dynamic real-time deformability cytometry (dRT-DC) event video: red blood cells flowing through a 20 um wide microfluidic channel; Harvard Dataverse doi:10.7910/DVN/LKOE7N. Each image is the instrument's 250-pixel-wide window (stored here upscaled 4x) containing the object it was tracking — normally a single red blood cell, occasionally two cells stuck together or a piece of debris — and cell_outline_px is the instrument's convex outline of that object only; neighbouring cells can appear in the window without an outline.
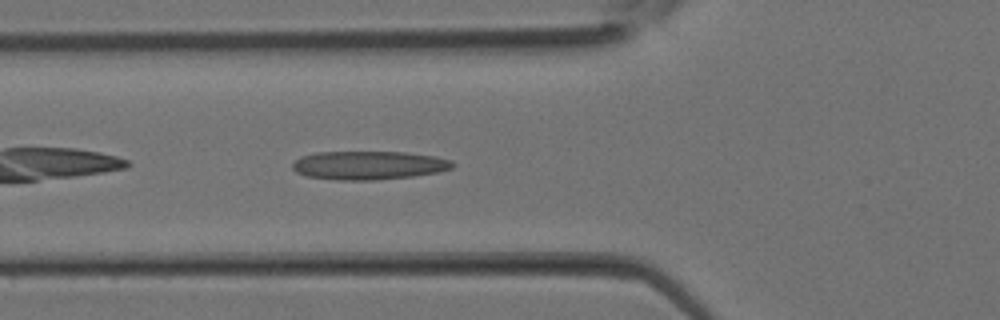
{"species": "Egyptian fruit bat (a non-hibernating species)", "species_latin": "Rousettus aegyptiacus", "temperature_condition": "room temperature", "stored_images_in_passage": 31, "camera_frame_rate_fps": 3000, "um_per_image_px": 0.085, "animal": {"sex": "female"}, "frame": {"image": 1, "passage_image": 10, "time_ms": 3.0, "image_size_px": [1000, 320], "cell_outline_px": [[456, 164], [452, 168], [440, 172], [412, 176], [376, 180], [336, 180], [308, 176], [296, 172], [292, 168], [292, 164], [300, 156], [316, 152], [404, 152], [436, 156], [452, 160]], "centroid_in_image_um": [31.37, 14.05], "position_along_channel_um": 94.4, "area_um2": 26.82}}
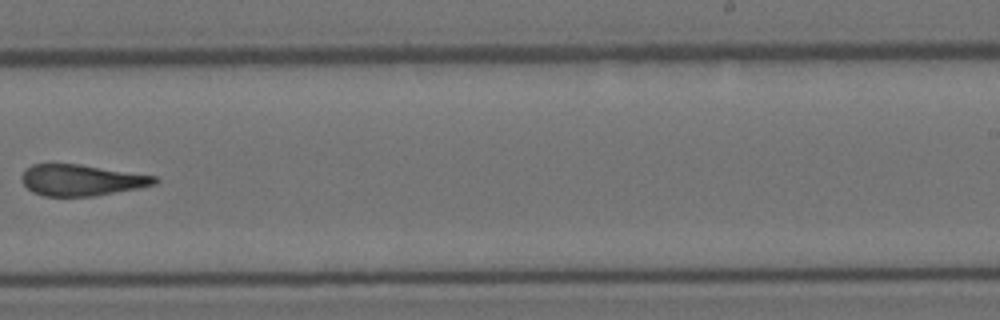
{"frame": {"image": 2, "passage_image": 19, "time_ms": 6.0, "image_size_px": [1000, 320], "cell_outline_px": [[160, 180], [156, 184], [96, 196], [44, 196], [32, 192], [20, 180], [20, 176], [32, 164], [80, 164], [156, 176]], "centroid_in_image_um": [6.91, 15.31], "position_along_channel_um": 282.1, "area_um2": 24.1}}
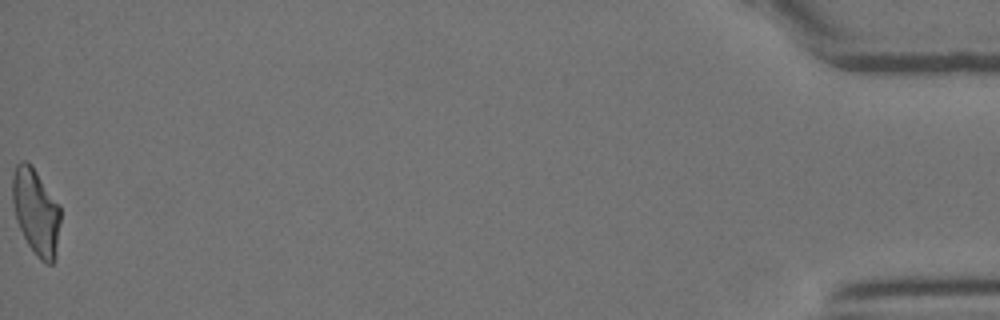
{"frame": {"image": 3, "passage_image": 31, "time_ms": 10.0, "image_size_px": [1000, 320], "cell_outline_px": [[60, 220], [56, 256], [52, 264], [48, 264], [40, 260], [28, 244], [16, 220], [12, 200], [12, 176], [16, 164], [20, 160], [28, 160], [32, 164], [60, 204]], "centroid_in_image_um": [3.06, 17.94], "position_along_channel_um": 432.1, "area_um2": 24.45}}